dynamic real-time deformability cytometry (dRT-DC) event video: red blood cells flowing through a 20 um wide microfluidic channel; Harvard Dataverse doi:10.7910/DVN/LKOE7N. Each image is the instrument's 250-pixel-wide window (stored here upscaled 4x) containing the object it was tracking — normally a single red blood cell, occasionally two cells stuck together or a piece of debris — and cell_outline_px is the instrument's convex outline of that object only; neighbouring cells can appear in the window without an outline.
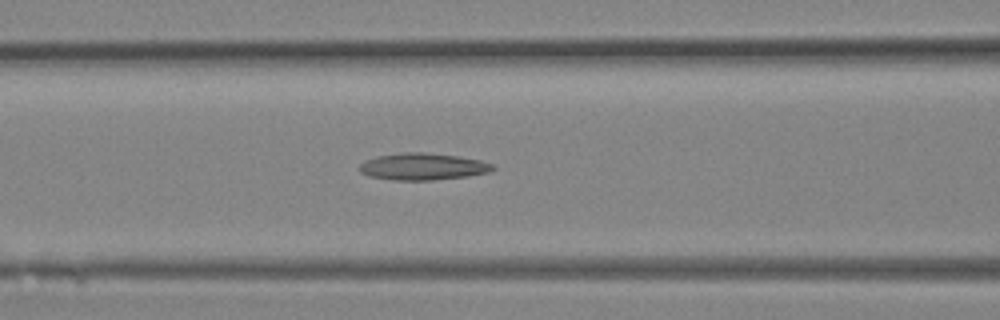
{"species": "Egyptian fruit bat (a non-hibernating species)", "species_latin": "Rousettus aegyptiacus", "temperature_condition": "room temperature", "stored_images_in_passage": 15, "camera_frame_rate_fps": 3000, "um_per_image_px": 0.085, "animal": {"sex": "female"}, "frame": {"image": 1, "passage_image": 11, "time_ms": 3.333, "image_size_px": [1000, 320], "cell_outline_px": [[496, 168], [488, 172], [468, 176], [432, 180], [392, 180], [368, 176], [360, 172], [356, 168], [364, 160], [376, 156], [404, 152], [424, 152], [456, 156], [480, 160], [492, 164]], "centroid_in_image_um": [35.87, 14.16], "position_along_channel_um": 130.7, "area_um2": 20.98}}
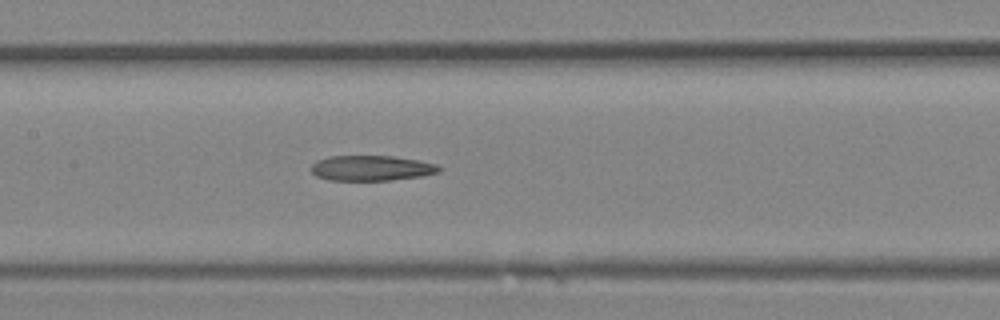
{"frame": {"image": 2, "passage_image": 13, "time_ms": 4.0, "image_size_px": [1000, 320], "cell_outline_px": [[444, 168], [440, 172], [424, 176], [388, 180], [328, 180], [316, 176], [308, 168], [316, 160], [328, 156], [392, 156], [416, 160], [436, 164]], "centroid_in_image_um": [31.55, 14.29], "position_along_channel_um": 175.8, "area_um2": 19.02}}
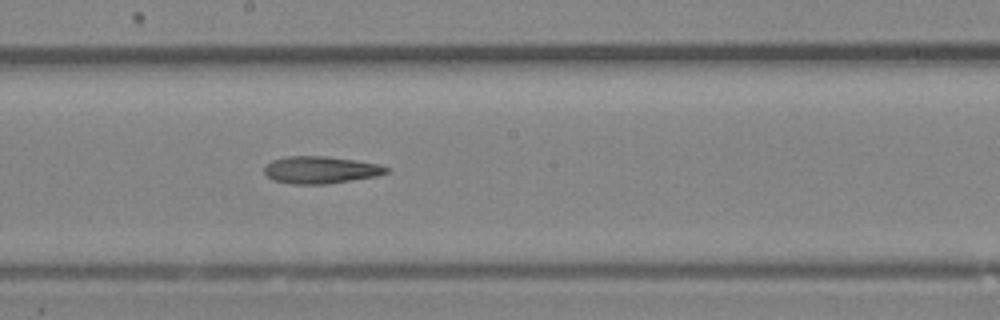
{"frame": {"image": 3, "passage_image": 15, "time_ms": 4.667, "image_size_px": [1000, 320], "cell_outline_px": [[392, 168], [388, 172], [376, 176], [324, 184], [292, 184], [272, 180], [264, 172], [264, 168], [272, 160], [288, 156], [324, 156], [380, 164]], "centroid_in_image_um": [27.26, 14.44], "position_along_channel_um": 220.9, "area_um2": 19.19}}